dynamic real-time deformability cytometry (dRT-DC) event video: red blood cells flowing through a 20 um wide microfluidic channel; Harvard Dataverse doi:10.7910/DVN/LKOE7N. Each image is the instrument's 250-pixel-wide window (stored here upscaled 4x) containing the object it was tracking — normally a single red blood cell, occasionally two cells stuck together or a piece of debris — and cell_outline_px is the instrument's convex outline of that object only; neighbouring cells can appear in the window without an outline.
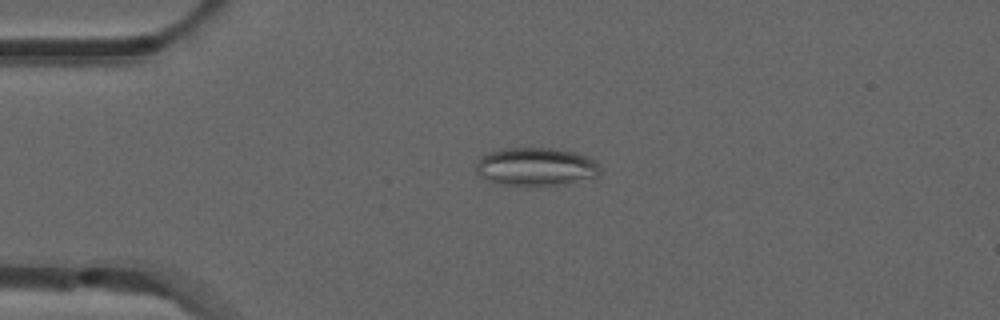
{"species": "common noctule bat (a hibernating species)", "species_latin": "Nyctalus noctula", "temperature_condition": "room temperature", "stored_images_in_passage": 5, "camera_frame_rate_fps": 3000, "um_per_image_px": 0.085, "animal": {"sex": "male", "forearm_length_mm": 52.5}, "frame": {"image": 1, "passage_image": 4, "time_ms": 1.0, "image_size_px": [1000, 320], "cell_outline_px": [[600, 176], [564, 184], [504, 184], [488, 180], [480, 176], [476, 172], [476, 164], [488, 152], [500, 148], [552, 148], [572, 152], [584, 156], [592, 160], [600, 168]], "centroid_in_image_um": [45.54, 14.15], "position_along_channel_um": 39.5, "area_um2": 26.99}}